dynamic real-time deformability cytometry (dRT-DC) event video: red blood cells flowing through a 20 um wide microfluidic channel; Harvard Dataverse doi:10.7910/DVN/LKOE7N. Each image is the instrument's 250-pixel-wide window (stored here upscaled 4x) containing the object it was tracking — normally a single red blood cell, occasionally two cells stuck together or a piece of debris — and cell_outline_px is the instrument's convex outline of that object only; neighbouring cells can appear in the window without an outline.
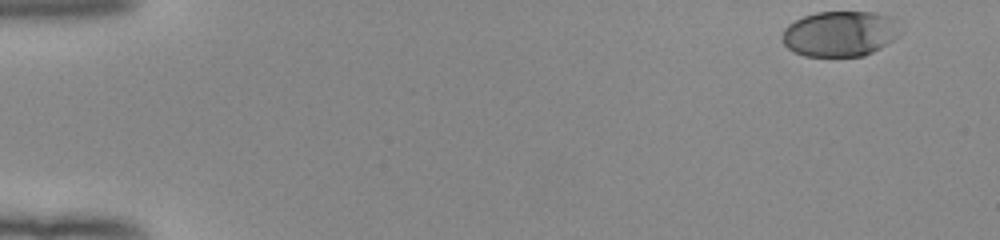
{"species": "human", "species_latin": "Homo sapiens", "temperature_condition": "room temperature", "stored_images_in_passage": 50, "camera_frame_rate_fps": 3000, "um_per_image_px": 0.085, "donor": {"sex": "female"}, "frame": {"image": 1, "passage_image": 1, "time_ms": 0.0, "image_size_px": [1000, 240], "cell_outline_px": [[904, 28], [900, 36], [880, 48], [864, 56], [804, 56], [792, 52], [784, 44], [784, 28], [788, 24], [804, 16], [816, 12], [876, 12], [892, 16], [904, 20]], "centroid_in_image_um": [71.53, 2.85], "position_along_channel_um": 13.5, "area_um2": 32.08}}
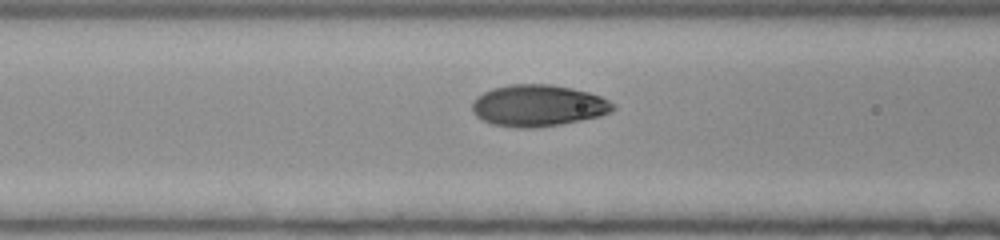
{"frame": {"image": 2, "passage_image": 20, "time_ms": 6.333, "image_size_px": [1000, 240], "cell_outline_px": [[616, 108], [612, 112], [600, 116], [560, 124], [536, 128], [516, 128], [492, 124], [476, 116], [472, 112], [472, 100], [476, 96], [492, 88], [512, 84], [548, 84], [572, 88], [588, 92], [600, 96], [616, 104]], "centroid_in_image_um": [45.74, 8.98], "position_along_channel_um": 120.9, "area_um2": 34.33}}
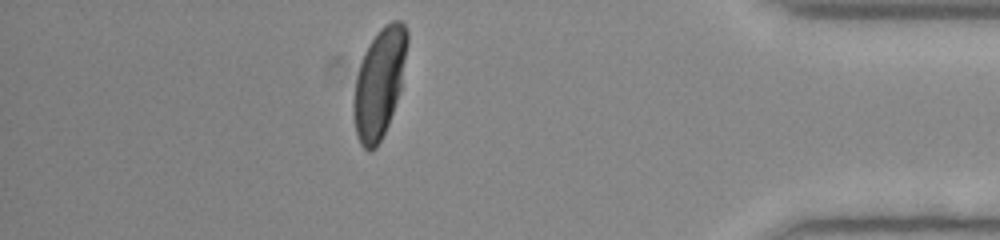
{"frame": {"image": 3, "passage_image": 44, "time_ms": 14.333, "image_size_px": [1000, 240], "cell_outline_px": [[408, 40], [400, 88], [388, 124], [376, 148], [368, 152], [360, 144], [356, 136], [352, 112], [352, 100], [356, 76], [364, 52], [368, 44], [380, 28], [384, 24], [392, 20], [400, 20], [404, 24], [408, 32]], "centroid_in_image_um": [32.2, 7.05], "position_along_channel_um": 403.0, "area_um2": 34.16}, "authors_computed_cell_mechanics": {"area_um2": 33.6974, "velocity_mm_per_s": 3.9702, "shape_relaxation_time_tau1_ms": 2.3633, "shape_relaxation_time_tau2_ms": null, "deformation_change_tau1": 0.1644, "deformation_change_tau2": null}}